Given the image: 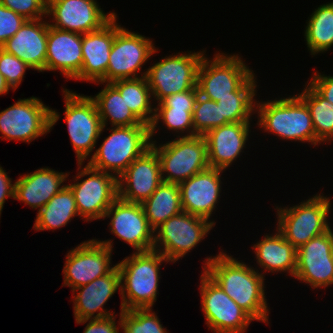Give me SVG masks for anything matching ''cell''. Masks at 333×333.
<instances>
[{"instance_id": "30", "label": "cell", "mask_w": 333, "mask_h": 333, "mask_svg": "<svg viewBox=\"0 0 333 333\" xmlns=\"http://www.w3.org/2000/svg\"><path fill=\"white\" fill-rule=\"evenodd\" d=\"M75 216H80L71 189L65 185L38 212L33 229L55 230L65 226Z\"/></svg>"}, {"instance_id": "16", "label": "cell", "mask_w": 333, "mask_h": 333, "mask_svg": "<svg viewBox=\"0 0 333 333\" xmlns=\"http://www.w3.org/2000/svg\"><path fill=\"white\" fill-rule=\"evenodd\" d=\"M106 217H111V233L132 246L135 252L153 250L154 230L149 225L141 204L118 197L107 209L104 219Z\"/></svg>"}, {"instance_id": "3", "label": "cell", "mask_w": 333, "mask_h": 333, "mask_svg": "<svg viewBox=\"0 0 333 333\" xmlns=\"http://www.w3.org/2000/svg\"><path fill=\"white\" fill-rule=\"evenodd\" d=\"M258 127L285 140L308 142L316 146L312 118L305 102L296 94L267 102L256 101Z\"/></svg>"}, {"instance_id": "45", "label": "cell", "mask_w": 333, "mask_h": 333, "mask_svg": "<svg viewBox=\"0 0 333 333\" xmlns=\"http://www.w3.org/2000/svg\"><path fill=\"white\" fill-rule=\"evenodd\" d=\"M9 85L6 83L3 75L0 73V96L9 92Z\"/></svg>"}, {"instance_id": "24", "label": "cell", "mask_w": 333, "mask_h": 333, "mask_svg": "<svg viewBox=\"0 0 333 333\" xmlns=\"http://www.w3.org/2000/svg\"><path fill=\"white\" fill-rule=\"evenodd\" d=\"M26 20L13 37L2 46L5 52L18 57L33 70L46 71L48 22Z\"/></svg>"}, {"instance_id": "8", "label": "cell", "mask_w": 333, "mask_h": 333, "mask_svg": "<svg viewBox=\"0 0 333 333\" xmlns=\"http://www.w3.org/2000/svg\"><path fill=\"white\" fill-rule=\"evenodd\" d=\"M156 143V140H151V147L161 163L163 182L179 184L209 168L207 144L203 136L176 137L159 146Z\"/></svg>"}, {"instance_id": "29", "label": "cell", "mask_w": 333, "mask_h": 333, "mask_svg": "<svg viewBox=\"0 0 333 333\" xmlns=\"http://www.w3.org/2000/svg\"><path fill=\"white\" fill-rule=\"evenodd\" d=\"M104 89L91 98L94 100L102 126L106 127L108 120L112 127H127L147 125L142 123L129 109L119 90L112 83H105Z\"/></svg>"}, {"instance_id": "38", "label": "cell", "mask_w": 333, "mask_h": 333, "mask_svg": "<svg viewBox=\"0 0 333 333\" xmlns=\"http://www.w3.org/2000/svg\"><path fill=\"white\" fill-rule=\"evenodd\" d=\"M26 69H32L18 57L5 52L0 48V73L6 83L14 90L21 84Z\"/></svg>"}, {"instance_id": "2", "label": "cell", "mask_w": 333, "mask_h": 333, "mask_svg": "<svg viewBox=\"0 0 333 333\" xmlns=\"http://www.w3.org/2000/svg\"><path fill=\"white\" fill-rule=\"evenodd\" d=\"M170 262L160 252H134L117 264L121 275V312L152 308L157 300L160 265Z\"/></svg>"}, {"instance_id": "7", "label": "cell", "mask_w": 333, "mask_h": 333, "mask_svg": "<svg viewBox=\"0 0 333 333\" xmlns=\"http://www.w3.org/2000/svg\"><path fill=\"white\" fill-rule=\"evenodd\" d=\"M59 118L56 110L37 97L19 99L0 112V137L30 143L50 132Z\"/></svg>"}, {"instance_id": "17", "label": "cell", "mask_w": 333, "mask_h": 333, "mask_svg": "<svg viewBox=\"0 0 333 333\" xmlns=\"http://www.w3.org/2000/svg\"><path fill=\"white\" fill-rule=\"evenodd\" d=\"M97 0H47L49 25L65 31L86 34L100 29L115 12L104 13Z\"/></svg>"}, {"instance_id": "31", "label": "cell", "mask_w": 333, "mask_h": 333, "mask_svg": "<svg viewBox=\"0 0 333 333\" xmlns=\"http://www.w3.org/2000/svg\"><path fill=\"white\" fill-rule=\"evenodd\" d=\"M256 82V77L253 75L239 90L232 92V96H225L217 101V104H220L221 126L228 123L250 122L251 115L256 111L254 101Z\"/></svg>"}, {"instance_id": "22", "label": "cell", "mask_w": 333, "mask_h": 333, "mask_svg": "<svg viewBox=\"0 0 333 333\" xmlns=\"http://www.w3.org/2000/svg\"><path fill=\"white\" fill-rule=\"evenodd\" d=\"M118 289L121 290V275L116 266L110 274L98 277L87 285L72 290L75 293V296H72L75 321L100 319L114 315L115 312L104 309V304ZM78 290L79 292H77Z\"/></svg>"}, {"instance_id": "36", "label": "cell", "mask_w": 333, "mask_h": 333, "mask_svg": "<svg viewBox=\"0 0 333 333\" xmlns=\"http://www.w3.org/2000/svg\"><path fill=\"white\" fill-rule=\"evenodd\" d=\"M152 308L123 310L118 327L123 333H168Z\"/></svg>"}, {"instance_id": "27", "label": "cell", "mask_w": 333, "mask_h": 333, "mask_svg": "<svg viewBox=\"0 0 333 333\" xmlns=\"http://www.w3.org/2000/svg\"><path fill=\"white\" fill-rule=\"evenodd\" d=\"M276 233L264 236L261 241L254 244L257 265L263 271L287 272L294 277L297 264V249L283 235L275 229Z\"/></svg>"}, {"instance_id": "21", "label": "cell", "mask_w": 333, "mask_h": 333, "mask_svg": "<svg viewBox=\"0 0 333 333\" xmlns=\"http://www.w3.org/2000/svg\"><path fill=\"white\" fill-rule=\"evenodd\" d=\"M115 38V15L100 29L82 35L83 63L75 80L106 83L109 55Z\"/></svg>"}, {"instance_id": "44", "label": "cell", "mask_w": 333, "mask_h": 333, "mask_svg": "<svg viewBox=\"0 0 333 333\" xmlns=\"http://www.w3.org/2000/svg\"><path fill=\"white\" fill-rule=\"evenodd\" d=\"M3 168L0 166V216L3 209V205L7 198H14L15 183L12 182L11 178L7 175ZM13 183V184H12Z\"/></svg>"}, {"instance_id": "20", "label": "cell", "mask_w": 333, "mask_h": 333, "mask_svg": "<svg viewBox=\"0 0 333 333\" xmlns=\"http://www.w3.org/2000/svg\"><path fill=\"white\" fill-rule=\"evenodd\" d=\"M223 170L207 168L179 183L183 211L209 221L221 193Z\"/></svg>"}, {"instance_id": "46", "label": "cell", "mask_w": 333, "mask_h": 333, "mask_svg": "<svg viewBox=\"0 0 333 333\" xmlns=\"http://www.w3.org/2000/svg\"><path fill=\"white\" fill-rule=\"evenodd\" d=\"M331 258H332V261H333V231L331 229Z\"/></svg>"}, {"instance_id": "11", "label": "cell", "mask_w": 333, "mask_h": 333, "mask_svg": "<svg viewBox=\"0 0 333 333\" xmlns=\"http://www.w3.org/2000/svg\"><path fill=\"white\" fill-rule=\"evenodd\" d=\"M82 165L78 163L80 171L74 176V183L67 186L73 192L80 217L91 222L104 218L107 209L118 198V178L88 164L85 167ZM85 176L88 177L83 180Z\"/></svg>"}, {"instance_id": "34", "label": "cell", "mask_w": 333, "mask_h": 333, "mask_svg": "<svg viewBox=\"0 0 333 333\" xmlns=\"http://www.w3.org/2000/svg\"><path fill=\"white\" fill-rule=\"evenodd\" d=\"M306 85L297 95L309 109L316 138L323 143L333 141V104L322 97L308 82Z\"/></svg>"}, {"instance_id": "14", "label": "cell", "mask_w": 333, "mask_h": 333, "mask_svg": "<svg viewBox=\"0 0 333 333\" xmlns=\"http://www.w3.org/2000/svg\"><path fill=\"white\" fill-rule=\"evenodd\" d=\"M112 246V240L92 239L70 250L65 258L63 285L74 290L98 277L110 274L117 266L116 264L111 267Z\"/></svg>"}, {"instance_id": "26", "label": "cell", "mask_w": 333, "mask_h": 333, "mask_svg": "<svg viewBox=\"0 0 333 333\" xmlns=\"http://www.w3.org/2000/svg\"><path fill=\"white\" fill-rule=\"evenodd\" d=\"M21 176L14 182V199L24 202L32 209L38 208L39 211L65 186L63 182L66 181L69 173L44 167Z\"/></svg>"}, {"instance_id": "41", "label": "cell", "mask_w": 333, "mask_h": 333, "mask_svg": "<svg viewBox=\"0 0 333 333\" xmlns=\"http://www.w3.org/2000/svg\"><path fill=\"white\" fill-rule=\"evenodd\" d=\"M198 87L172 94L163 98L156 107L194 108L198 96Z\"/></svg>"}, {"instance_id": "6", "label": "cell", "mask_w": 333, "mask_h": 333, "mask_svg": "<svg viewBox=\"0 0 333 333\" xmlns=\"http://www.w3.org/2000/svg\"><path fill=\"white\" fill-rule=\"evenodd\" d=\"M169 55L149 66L141 77H146L151 94L159 103L166 96L197 87L198 69L204 52Z\"/></svg>"}, {"instance_id": "23", "label": "cell", "mask_w": 333, "mask_h": 333, "mask_svg": "<svg viewBox=\"0 0 333 333\" xmlns=\"http://www.w3.org/2000/svg\"><path fill=\"white\" fill-rule=\"evenodd\" d=\"M250 122L228 123L207 132L203 137L207 144L208 164L225 171L239 158L249 138Z\"/></svg>"}, {"instance_id": "25", "label": "cell", "mask_w": 333, "mask_h": 333, "mask_svg": "<svg viewBox=\"0 0 333 333\" xmlns=\"http://www.w3.org/2000/svg\"><path fill=\"white\" fill-rule=\"evenodd\" d=\"M82 63V34L60 30L48 23L46 71L59 70L67 79H75Z\"/></svg>"}, {"instance_id": "37", "label": "cell", "mask_w": 333, "mask_h": 333, "mask_svg": "<svg viewBox=\"0 0 333 333\" xmlns=\"http://www.w3.org/2000/svg\"><path fill=\"white\" fill-rule=\"evenodd\" d=\"M194 136H204L215 127L221 126L220 104L198 93L193 109Z\"/></svg>"}, {"instance_id": "12", "label": "cell", "mask_w": 333, "mask_h": 333, "mask_svg": "<svg viewBox=\"0 0 333 333\" xmlns=\"http://www.w3.org/2000/svg\"><path fill=\"white\" fill-rule=\"evenodd\" d=\"M255 73L240 56L216 53L212 60L205 55L198 69L199 94L213 101L239 90Z\"/></svg>"}, {"instance_id": "15", "label": "cell", "mask_w": 333, "mask_h": 333, "mask_svg": "<svg viewBox=\"0 0 333 333\" xmlns=\"http://www.w3.org/2000/svg\"><path fill=\"white\" fill-rule=\"evenodd\" d=\"M201 273V310L207 327L214 333H245L254 319L204 271Z\"/></svg>"}, {"instance_id": "33", "label": "cell", "mask_w": 333, "mask_h": 333, "mask_svg": "<svg viewBox=\"0 0 333 333\" xmlns=\"http://www.w3.org/2000/svg\"><path fill=\"white\" fill-rule=\"evenodd\" d=\"M119 90L122 98L134 115L147 125L152 123L154 117V105H151V89L146 77L121 79L112 82Z\"/></svg>"}, {"instance_id": "42", "label": "cell", "mask_w": 333, "mask_h": 333, "mask_svg": "<svg viewBox=\"0 0 333 333\" xmlns=\"http://www.w3.org/2000/svg\"><path fill=\"white\" fill-rule=\"evenodd\" d=\"M115 315L100 319L76 320L77 324L89 322L83 333H119Z\"/></svg>"}, {"instance_id": "9", "label": "cell", "mask_w": 333, "mask_h": 333, "mask_svg": "<svg viewBox=\"0 0 333 333\" xmlns=\"http://www.w3.org/2000/svg\"><path fill=\"white\" fill-rule=\"evenodd\" d=\"M65 100V122L77 163H84L104 131L94 100L91 96L80 95L63 89Z\"/></svg>"}, {"instance_id": "28", "label": "cell", "mask_w": 333, "mask_h": 333, "mask_svg": "<svg viewBox=\"0 0 333 333\" xmlns=\"http://www.w3.org/2000/svg\"><path fill=\"white\" fill-rule=\"evenodd\" d=\"M141 205L149 225L155 231L166 220L183 211L179 185L162 182Z\"/></svg>"}, {"instance_id": "18", "label": "cell", "mask_w": 333, "mask_h": 333, "mask_svg": "<svg viewBox=\"0 0 333 333\" xmlns=\"http://www.w3.org/2000/svg\"><path fill=\"white\" fill-rule=\"evenodd\" d=\"M162 182L159 157L150 147L118 177V197L127 202L142 204Z\"/></svg>"}, {"instance_id": "32", "label": "cell", "mask_w": 333, "mask_h": 333, "mask_svg": "<svg viewBox=\"0 0 333 333\" xmlns=\"http://www.w3.org/2000/svg\"><path fill=\"white\" fill-rule=\"evenodd\" d=\"M307 21L304 38L311 55L328 51L333 46V1L316 8Z\"/></svg>"}, {"instance_id": "19", "label": "cell", "mask_w": 333, "mask_h": 333, "mask_svg": "<svg viewBox=\"0 0 333 333\" xmlns=\"http://www.w3.org/2000/svg\"><path fill=\"white\" fill-rule=\"evenodd\" d=\"M330 254L331 228L297 249L294 277L311 288L323 289L333 285V261Z\"/></svg>"}, {"instance_id": "4", "label": "cell", "mask_w": 333, "mask_h": 333, "mask_svg": "<svg viewBox=\"0 0 333 333\" xmlns=\"http://www.w3.org/2000/svg\"><path fill=\"white\" fill-rule=\"evenodd\" d=\"M111 133L90 156L88 165L117 178L151 147L149 125L111 127ZM113 172V173H112Z\"/></svg>"}, {"instance_id": "40", "label": "cell", "mask_w": 333, "mask_h": 333, "mask_svg": "<svg viewBox=\"0 0 333 333\" xmlns=\"http://www.w3.org/2000/svg\"><path fill=\"white\" fill-rule=\"evenodd\" d=\"M26 19L0 4V48L20 29Z\"/></svg>"}, {"instance_id": "39", "label": "cell", "mask_w": 333, "mask_h": 333, "mask_svg": "<svg viewBox=\"0 0 333 333\" xmlns=\"http://www.w3.org/2000/svg\"><path fill=\"white\" fill-rule=\"evenodd\" d=\"M0 4L26 20L43 19V16H47V0H0Z\"/></svg>"}, {"instance_id": "35", "label": "cell", "mask_w": 333, "mask_h": 333, "mask_svg": "<svg viewBox=\"0 0 333 333\" xmlns=\"http://www.w3.org/2000/svg\"><path fill=\"white\" fill-rule=\"evenodd\" d=\"M154 117L149 125L150 139L152 140L157 131L158 123L161 120L168 130L174 133H185L187 135H177V137L194 136L193 109L194 108H174V107H154ZM185 131V132H184Z\"/></svg>"}, {"instance_id": "1", "label": "cell", "mask_w": 333, "mask_h": 333, "mask_svg": "<svg viewBox=\"0 0 333 333\" xmlns=\"http://www.w3.org/2000/svg\"><path fill=\"white\" fill-rule=\"evenodd\" d=\"M203 271L254 320L268 324L264 273L220 251L204 260ZM256 269V270H255Z\"/></svg>"}, {"instance_id": "13", "label": "cell", "mask_w": 333, "mask_h": 333, "mask_svg": "<svg viewBox=\"0 0 333 333\" xmlns=\"http://www.w3.org/2000/svg\"><path fill=\"white\" fill-rule=\"evenodd\" d=\"M115 13V38L109 55L106 83L121 79L139 78L137 72L142 69L158 48L150 38L121 27Z\"/></svg>"}, {"instance_id": "5", "label": "cell", "mask_w": 333, "mask_h": 333, "mask_svg": "<svg viewBox=\"0 0 333 333\" xmlns=\"http://www.w3.org/2000/svg\"><path fill=\"white\" fill-rule=\"evenodd\" d=\"M299 204L290 208L276 207L277 230L296 249L331 228L327 219L331 207L329 197L319 193Z\"/></svg>"}, {"instance_id": "10", "label": "cell", "mask_w": 333, "mask_h": 333, "mask_svg": "<svg viewBox=\"0 0 333 333\" xmlns=\"http://www.w3.org/2000/svg\"><path fill=\"white\" fill-rule=\"evenodd\" d=\"M215 221L182 211L172 216L154 231L153 250L173 263L180 260L205 239Z\"/></svg>"}, {"instance_id": "43", "label": "cell", "mask_w": 333, "mask_h": 333, "mask_svg": "<svg viewBox=\"0 0 333 333\" xmlns=\"http://www.w3.org/2000/svg\"><path fill=\"white\" fill-rule=\"evenodd\" d=\"M322 97L333 104V76H327L317 71L308 82Z\"/></svg>"}]
</instances>
